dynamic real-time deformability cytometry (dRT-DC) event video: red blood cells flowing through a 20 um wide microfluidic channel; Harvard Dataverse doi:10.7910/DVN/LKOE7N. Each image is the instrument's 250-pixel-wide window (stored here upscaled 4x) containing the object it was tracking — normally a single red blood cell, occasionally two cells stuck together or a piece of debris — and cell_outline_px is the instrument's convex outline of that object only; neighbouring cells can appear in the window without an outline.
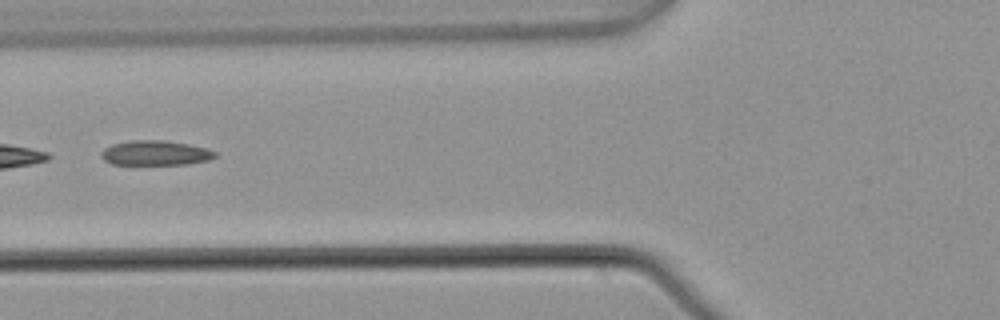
{"species": "common noctule bat (a hibernating species)", "species_latin": "Nyctalus noctula", "temperature_condition": "warm", "stored_images_in_passage": 4, "camera_frame_rate_fps": 3000, "um_per_image_px": 0.085, "animal": {"sex": "male", "body_mass_g": 21.5, "forearm_length_mm": 52.0}, "frame": {"image": 1, "passage_image": 4, "time_ms": 1.0, "image_size_px": [1000, 320], "cell_outline_px": [[216, 156], [208, 160], [188, 164], [112, 164], [104, 160], [100, 156], [100, 152], [104, 148], [112, 144], [128, 140], [164, 140], [188, 144], [204, 148], [216, 152]], "centroid_in_image_um": [13.16, 13.0], "position_along_channel_um": 112.6, "area_um2": 16.42}}